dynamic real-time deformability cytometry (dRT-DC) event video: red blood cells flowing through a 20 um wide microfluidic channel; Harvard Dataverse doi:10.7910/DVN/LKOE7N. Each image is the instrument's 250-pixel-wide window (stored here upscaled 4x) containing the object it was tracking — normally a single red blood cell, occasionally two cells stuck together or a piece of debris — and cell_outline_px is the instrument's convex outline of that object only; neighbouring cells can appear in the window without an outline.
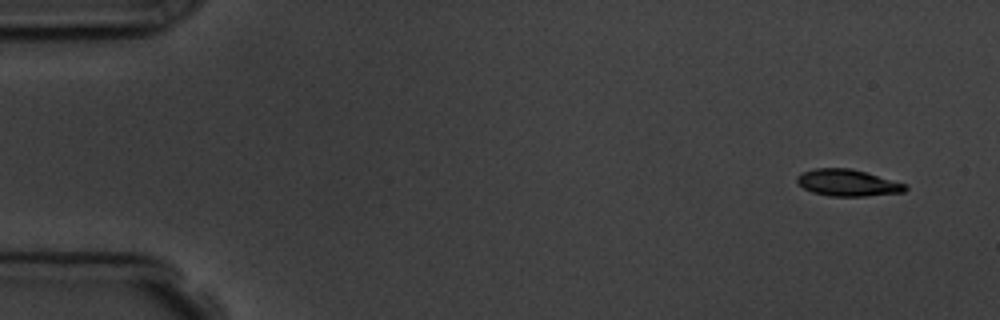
{"species": "common noctule bat (a hibernating species)", "species_latin": "Nyctalus noctula", "temperature_condition": "room temperature", "stored_images_in_passage": 5, "segment_of_instrument_passage": [1, 2], "camera_frame_rate_fps": 3000, "um_per_image_px": 0.085, "animal": {"sex": "male", "body_mass_g": 19.5, "forearm_length_mm": 54.6}, "frame": {"image": 1, "passage_image": 1, "time_ms": 0.0, "image_size_px": [1000, 320], "cell_outline_px": [[908, 188], [904, 192], [864, 196], [828, 196], [812, 192], [804, 188], [796, 180], [796, 176], [800, 172], [816, 168], [852, 168], [908, 184]], "centroid_in_image_um": [72.06, 15.53], "position_along_channel_um": 12.9, "area_um2": 16.99}}